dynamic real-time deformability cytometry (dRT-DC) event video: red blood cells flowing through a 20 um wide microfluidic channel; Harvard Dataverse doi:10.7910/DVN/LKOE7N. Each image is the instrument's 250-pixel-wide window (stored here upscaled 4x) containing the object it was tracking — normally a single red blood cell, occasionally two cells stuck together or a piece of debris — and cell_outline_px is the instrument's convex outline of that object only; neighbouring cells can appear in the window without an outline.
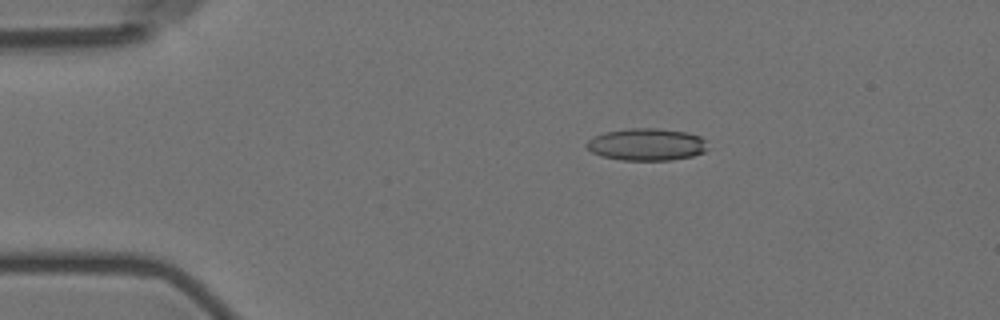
{"species": "Egyptian fruit bat (a non-hibernating species)", "species_latin": "Rousettus aegyptiacus", "temperature_condition": "room temperature", "stored_images_in_passage": 3, "camera_frame_rate_fps": 3000, "um_per_image_px": 0.085, "animal": {"sex": "female"}, "frame": {"image": 1, "passage_image": 1, "time_ms": 0.0, "image_size_px": [1000, 320], "cell_outline_px": [[708, 148], [704, 152], [692, 156], [672, 160], [620, 160], [600, 156], [592, 152], [584, 144], [588, 140], [604, 132], [628, 128], [660, 128], [684, 132], [700, 136], [704, 140]], "centroid_in_image_um": [54.95, 12.28], "position_along_channel_um": 30.1, "area_um2": 22.77}}